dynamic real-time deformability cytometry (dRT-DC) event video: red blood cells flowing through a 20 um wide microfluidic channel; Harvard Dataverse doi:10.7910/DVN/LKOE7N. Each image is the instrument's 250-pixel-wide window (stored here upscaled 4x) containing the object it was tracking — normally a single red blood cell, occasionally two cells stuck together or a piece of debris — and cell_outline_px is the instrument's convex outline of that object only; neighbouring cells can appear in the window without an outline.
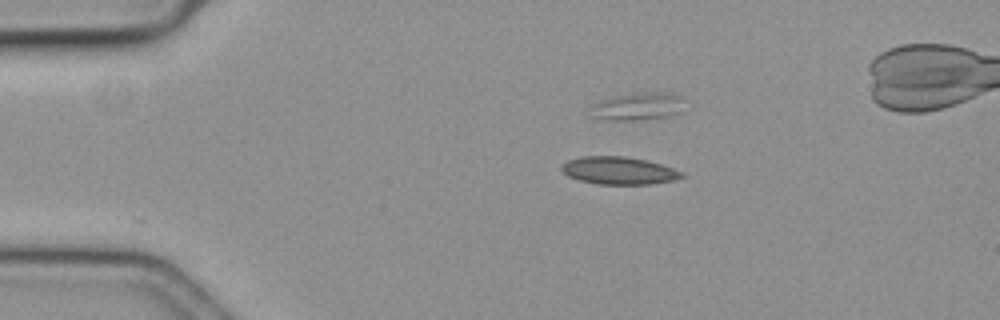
{"species": "common noctule bat (a hibernating species)", "species_latin": "Nyctalus noctula", "temperature_condition": "cold", "stored_images_in_passage": 40, "camera_frame_rate_fps": 3000, "um_per_image_px": 0.085, "animal": {"sex": "female", "body_mass_g": 19.3, "forearm_length_mm": 54.1}, "frame": {"image": 1, "passage_image": 7, "time_ms": 2.0, "image_size_px": [1000, 320], "cell_outline_px": [[684, 176], [672, 180], [648, 184], [596, 184], [580, 180], [568, 176], [560, 168], [560, 164], [568, 160], [580, 156], [624, 156], [644, 160], [660, 164], [672, 168], [680, 172]], "centroid_in_image_um": [52.51, 14.49], "position_along_channel_um": 32.5, "area_um2": 19.07}, "authors_computed_cell_mechanics": {"area_um2": 18.6694, "velocity_mm_per_s": 3.6428, "shape_relaxation_time_tau1_ms": 4.5132, "shape_relaxation_time_tau2_ms": null, "deformation_change_tau1": 0.2748, "deformation_change_tau2": null}}